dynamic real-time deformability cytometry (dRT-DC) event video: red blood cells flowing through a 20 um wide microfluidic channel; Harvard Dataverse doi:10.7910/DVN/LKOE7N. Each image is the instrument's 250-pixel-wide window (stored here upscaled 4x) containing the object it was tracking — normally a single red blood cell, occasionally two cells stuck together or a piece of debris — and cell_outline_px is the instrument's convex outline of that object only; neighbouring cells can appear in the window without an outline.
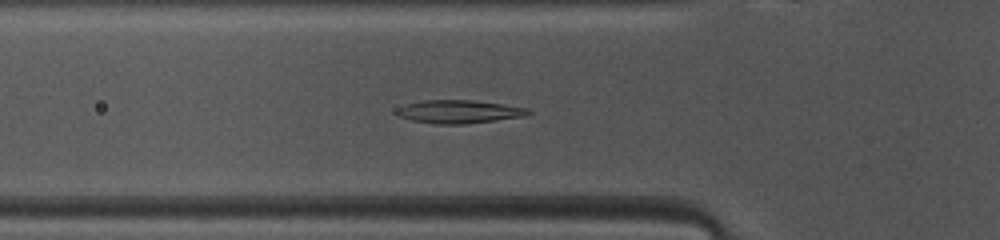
{"species": "common noctule bat (a hibernating species)", "species_latin": "Nyctalus noctula", "temperature_condition": "warm", "stored_images_in_passage": 40, "camera_frame_rate_fps": 3000, "um_per_image_px": 0.085, "animal": {"sex": "female", "body_mass_g": 10.0, "forearm_length_mm": 53.1}, "frame": {"image": 1, "passage_image": 7, "time_ms": 2.0, "image_size_px": [1000, 240], "cell_outline_px": [[532, 112], [524, 116], [464, 124], [432, 124], [412, 120], [400, 116], [396, 112], [400, 108], [408, 104], [424, 100], [472, 100], [528, 108]], "centroid_in_image_um": [39.03, 9.49], "position_along_channel_um": 86.8, "area_um2": 17.4}}
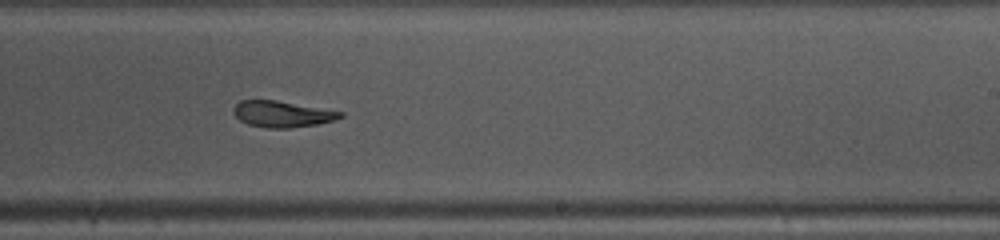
{"frame": {"image": 2, "passage_image": 20, "time_ms": 6.333, "image_size_px": [1000, 240], "cell_outline_px": [[344, 116], [336, 120], [316, 124], [288, 128], [268, 128], [248, 124], [240, 120], [232, 112], [232, 108], [240, 100], [276, 100], [344, 112]], "centroid_in_image_um": [23.98, 9.69], "position_along_channel_um": 265.0, "area_um2": 16.3}}
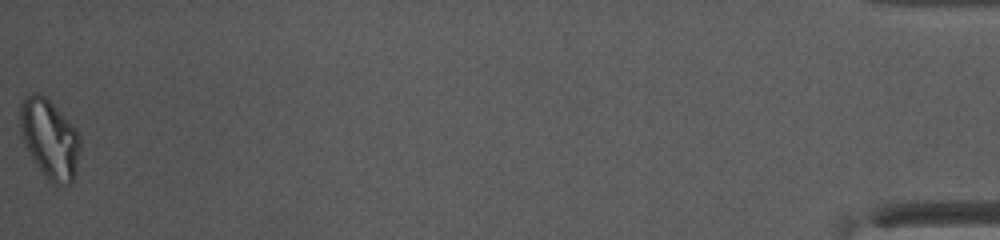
{"frame": {"image": 3, "passage_image": 40, "time_ms": 13.0, "image_size_px": [1000, 240], "cell_outline_px": [[80, 152], [76, 172], [72, 180], [68, 184], [52, 184], [44, 176], [32, 160], [24, 140], [20, 128], [20, 104], [32, 92], [44, 96], [76, 128], [80, 136]], "centroid_in_image_um": [4.24, 11.84], "position_along_channel_um": 431.0, "area_um2": 27.46}, "authors_computed_cell_mechanics": {"area_um2": 17.5712, "velocity_mm_per_s": 4.101, "shape_relaxation_time_tau1_ms": 8.9578, "shape_relaxation_time_tau2_ms": 10.9219, "deformation_change_tau1": 0.2228, "deformation_change_tau2": 0.1546}}